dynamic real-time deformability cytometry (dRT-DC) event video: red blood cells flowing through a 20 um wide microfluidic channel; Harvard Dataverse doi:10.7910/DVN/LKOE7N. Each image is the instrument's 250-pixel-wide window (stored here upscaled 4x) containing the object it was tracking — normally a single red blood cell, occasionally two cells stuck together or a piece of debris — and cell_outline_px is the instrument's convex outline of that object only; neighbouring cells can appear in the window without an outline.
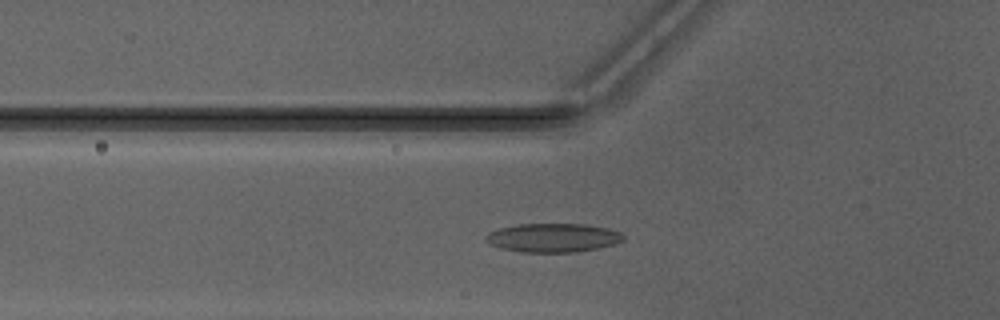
{"species": "Egyptian fruit bat (a non-hibernating species)", "species_latin": "Rousettus aegyptiacus", "temperature_condition": "warm", "stored_images_in_passage": 41, "camera_frame_rate_fps": 3000, "um_per_image_px": 0.085, "animal": {"sex": "male"}, "frame": {"image": 1, "passage_image": 9, "time_ms": 2.667, "image_size_px": [1000, 320], "cell_outline_px": [[624, 240], [616, 244], [600, 248], [576, 252], [520, 252], [500, 248], [492, 244], [484, 236], [488, 232], [500, 228], [516, 224], [588, 224], [608, 228], [620, 232], [624, 236]], "centroid_in_image_um": [47.05, 20.2], "position_along_channel_um": 78.8, "area_um2": 23.24}}
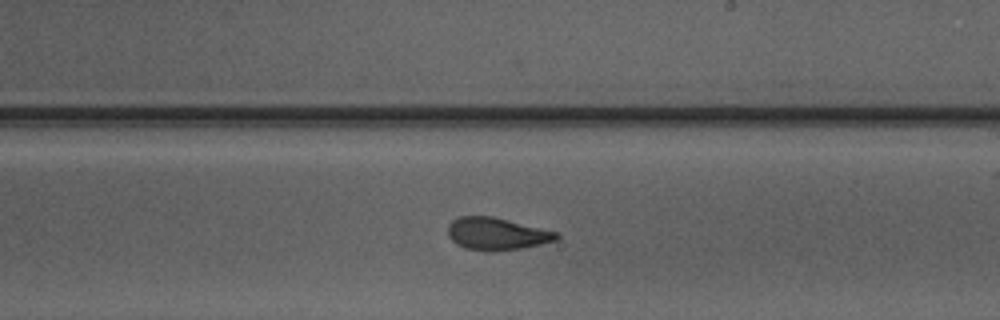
{"frame": {"image": 2, "passage_image": 21, "time_ms": 6.667, "image_size_px": [1000, 320], "cell_outline_px": [[560, 236], [556, 240], [540, 244], [520, 248], [492, 252], [488, 252], [464, 248], [456, 244], [448, 236], [448, 224], [452, 220], [460, 216], [492, 216], [560, 232]], "centroid_in_image_um": [42.21, 19.87], "position_along_channel_um": 246.8, "area_um2": 20.69}}
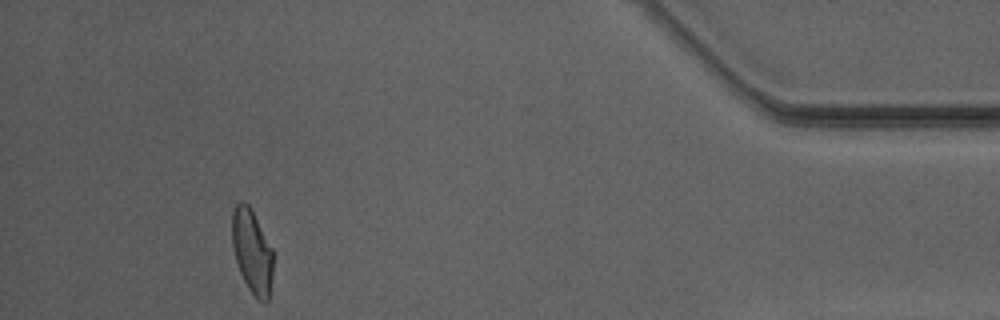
{"frame": {"image": 3, "passage_image": 37, "time_ms": 12.0, "image_size_px": [1000, 320], "cell_outline_px": [[272, 276], [268, 300], [264, 304], [256, 300], [248, 288], [240, 272], [232, 248], [232, 212], [236, 204], [240, 200], [244, 200], [252, 208], [272, 248]], "centroid_in_image_um": [21.42, 21.35], "position_along_channel_um": 413.8, "area_um2": 20.35}, "authors_computed_cell_mechanics": {"area_um2": 20.6346, "velocity_mm_per_s": 4.1915, "shape_relaxation_time_tau1_ms": null, "shape_relaxation_time_tau2_ms": 1.3329, "deformation_change_tau1": null, "deformation_change_tau2": 0.0833}}